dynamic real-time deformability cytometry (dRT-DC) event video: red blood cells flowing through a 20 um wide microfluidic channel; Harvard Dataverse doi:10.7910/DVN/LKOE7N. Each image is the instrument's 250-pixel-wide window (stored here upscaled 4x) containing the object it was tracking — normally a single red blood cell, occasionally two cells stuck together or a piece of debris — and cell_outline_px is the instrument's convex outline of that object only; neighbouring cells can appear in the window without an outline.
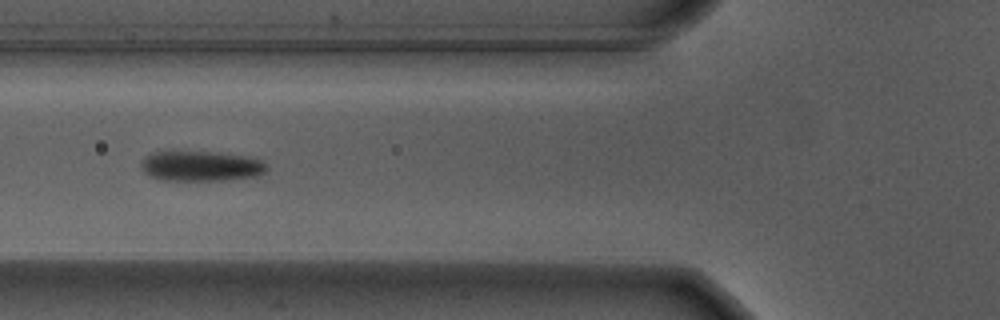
{"species": "Egyptian fruit bat (a non-hibernating species)", "species_latin": "Rousettus aegyptiacus", "temperature_condition": "warm", "stored_images_in_passage": 18, "camera_frame_rate_fps": 3000, "um_per_image_px": 0.085, "animal": {"sex": "male"}, "frame": {"image": 1, "passage_image": 6, "time_ms": 1.667, "image_size_px": [1000, 320], "cell_outline_px": [[268, 168], [264, 172], [256, 176], [228, 180], [160, 180], [148, 176], [140, 168], [140, 164], [144, 156], [152, 152], [208, 152], [240, 156], [260, 160]], "centroid_in_image_um": [16.99, 14.13], "position_along_channel_um": 108.8, "area_um2": 21.85}}
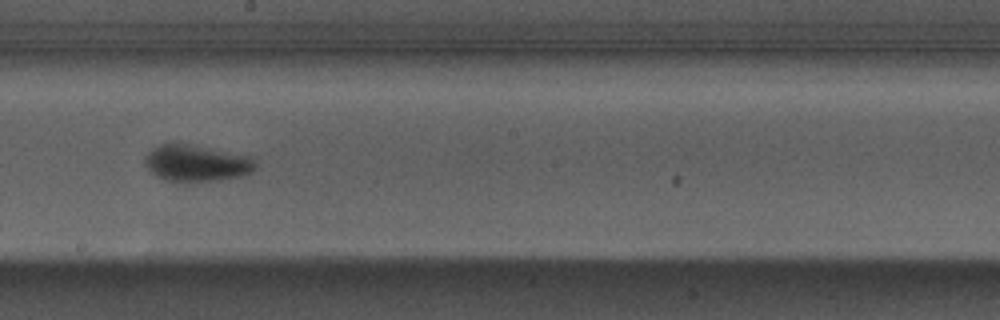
{"frame": {"image": 2, "passage_image": 16, "time_ms": 5.0, "image_size_px": [1000, 320], "cell_outline_px": [[256, 168], [252, 172], [244, 176], [216, 180], [176, 184], [164, 180], [156, 176], [144, 164], [144, 156], [152, 148], [160, 144], [172, 140], [176, 140], [252, 156], [256, 164]], "centroid_in_image_um": [16.66, 13.85], "position_along_channel_um": 231.5, "area_um2": 24.91}}